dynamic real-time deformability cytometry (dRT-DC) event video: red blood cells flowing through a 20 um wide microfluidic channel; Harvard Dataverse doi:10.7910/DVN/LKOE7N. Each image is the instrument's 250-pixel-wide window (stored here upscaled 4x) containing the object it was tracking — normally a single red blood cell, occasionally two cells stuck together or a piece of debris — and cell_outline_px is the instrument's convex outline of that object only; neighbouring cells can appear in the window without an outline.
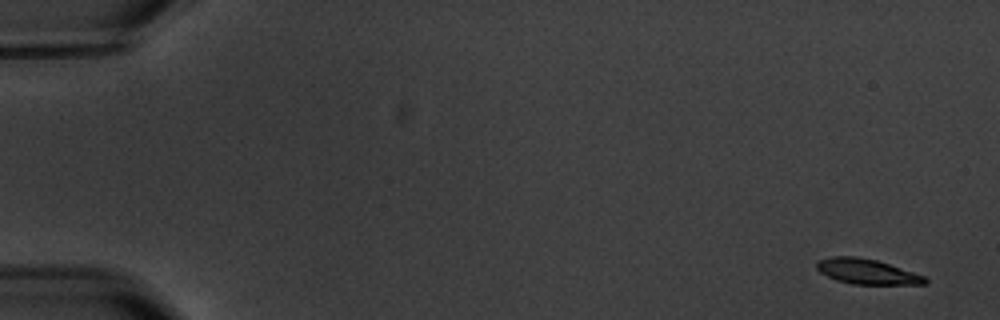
{"species": "common noctule bat (a hibernating species)", "species_latin": "Nyctalus noctula", "temperature_condition": "warm", "stored_images_in_passage": 4, "camera_frame_rate_fps": 3000, "um_per_image_px": 0.085, "animal": {"sex": "male", "body_mass_g": 20.1, "forearm_length_mm": 53.5}, "frame": {"image": 1, "passage_image": 1, "time_ms": 0.0, "image_size_px": [1000, 320], "cell_outline_px": [[928, 280], [924, 284], [852, 284], [836, 280], [820, 272], [816, 268], [816, 260], [832, 256], [856, 256], [876, 260], [924, 276]], "centroid_in_image_um": [73.62, 23.07], "position_along_channel_um": 11.4, "area_um2": 15.72}}